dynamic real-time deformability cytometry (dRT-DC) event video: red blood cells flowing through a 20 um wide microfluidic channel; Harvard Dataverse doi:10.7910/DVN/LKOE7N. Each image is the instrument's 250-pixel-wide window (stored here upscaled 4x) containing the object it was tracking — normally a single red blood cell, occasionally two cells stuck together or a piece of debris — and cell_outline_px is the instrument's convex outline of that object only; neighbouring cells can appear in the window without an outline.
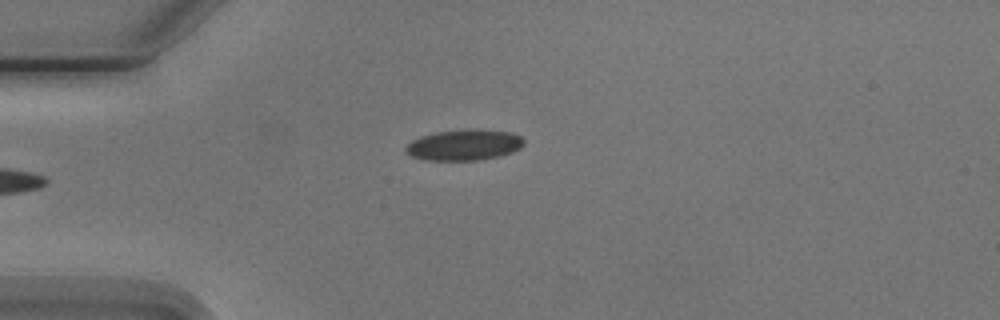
{"species": "Egyptian fruit bat (a non-hibernating species)", "species_latin": "Rousettus aegyptiacus", "temperature_condition": "cold", "stored_images_in_passage": 6, "camera_frame_rate_fps": 3000, "um_per_image_px": 0.085, "animal": {"sex": "male"}, "frame": {"image": 1, "passage_image": 6, "time_ms": 5.667, "image_size_px": [1000, 320], "cell_outline_px": [[524, 144], [520, 148], [512, 152], [500, 156], [480, 160], [424, 160], [412, 156], [404, 152], [404, 148], [412, 140], [420, 136], [436, 132], [464, 128], [476, 128], [512, 132], [520, 136], [524, 140]], "centroid_in_image_um": [39.45, 12.3], "position_along_channel_um": 45.5, "area_um2": 21.68}}